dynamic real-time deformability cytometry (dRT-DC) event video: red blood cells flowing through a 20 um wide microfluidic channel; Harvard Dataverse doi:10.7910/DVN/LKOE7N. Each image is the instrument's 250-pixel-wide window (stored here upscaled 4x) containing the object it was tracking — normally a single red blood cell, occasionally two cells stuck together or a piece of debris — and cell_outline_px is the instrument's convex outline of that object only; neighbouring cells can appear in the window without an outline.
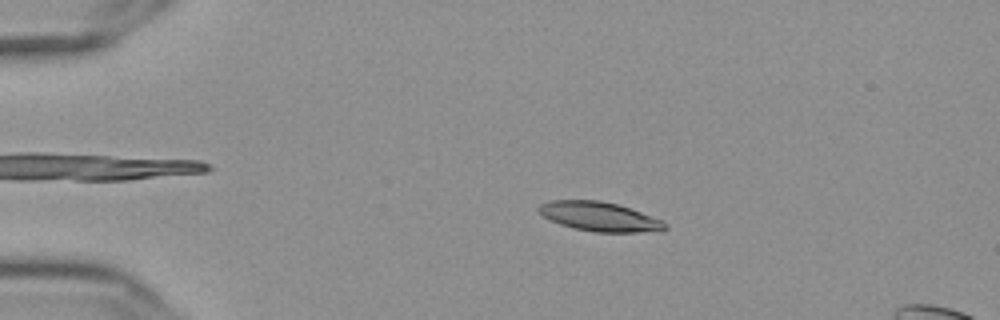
{"species": "Egyptian fruit bat (a non-hibernating species)", "species_latin": "Rousettus aegyptiacus", "temperature_condition": "cold", "stored_images_in_passage": 57, "camera_frame_rate_fps": 3000, "um_per_image_px": 0.085, "frame": {"image": 1, "passage_image": 12, "time_ms": 3.667, "image_size_px": [1000, 320], "cell_outline_px": [[668, 228], [660, 232], [596, 232], [572, 228], [560, 224], [544, 216], [536, 208], [540, 204], [552, 200], [600, 200], [616, 204], [664, 220], [668, 224]], "centroid_in_image_um": [51.01, 18.42], "position_along_channel_um": 34.0, "area_um2": 21.62}}
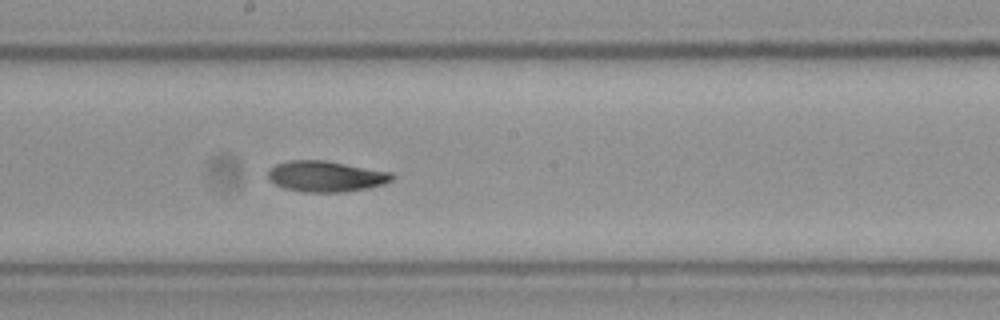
{"frame": {"image": 2, "passage_image": 32, "time_ms": 10.333, "image_size_px": [1000, 320], "cell_outline_px": [[396, 176], [392, 180], [384, 184], [368, 188], [340, 192], [304, 192], [284, 188], [268, 180], [268, 168], [276, 164], [288, 160], [324, 160], [392, 172]], "centroid_in_image_um": [27.69, 14.98], "position_along_channel_um": 220.5, "area_um2": 22.43}}
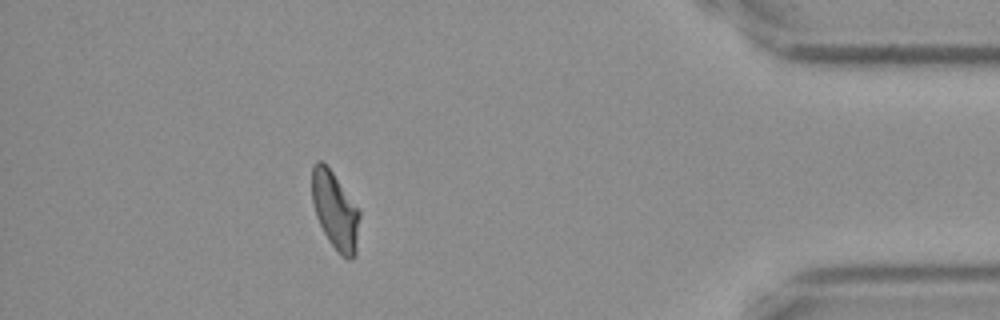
{"frame": {"image": 3, "passage_image": 51, "time_ms": 16.667, "image_size_px": [1000, 320], "cell_outline_px": [[360, 216], [356, 256], [352, 260], [348, 260], [340, 256], [336, 252], [328, 240], [316, 216], [312, 200], [312, 168], [316, 160], [320, 160], [332, 172], [360, 208]], "centroid_in_image_um": [28.52, 17.96], "position_along_channel_um": 406.7, "area_um2": 21.85}, "authors_computed_cell_mechanics": {"area_um2": 21.8484, "velocity_mm_per_s": 3.6114, "shape_relaxation_time_tau1_ms": 10.1423, "shape_relaxation_time_tau2_ms": 5.7419, "deformation_change_tau1": 0.2172, "deformation_change_tau2": 0.1151}}